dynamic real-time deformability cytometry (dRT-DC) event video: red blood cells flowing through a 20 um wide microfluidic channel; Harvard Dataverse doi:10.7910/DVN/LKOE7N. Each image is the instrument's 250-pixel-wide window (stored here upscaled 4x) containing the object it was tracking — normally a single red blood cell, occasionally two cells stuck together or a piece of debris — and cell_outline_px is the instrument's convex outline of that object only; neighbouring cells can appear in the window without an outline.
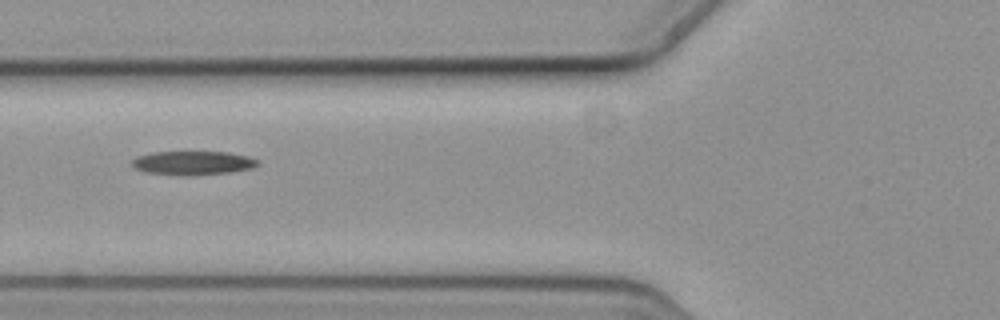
{"species": "common noctule bat (a hibernating species)", "species_latin": "Nyctalus noctula", "temperature_condition": "cold", "stored_images_in_passage": 7, "camera_frame_rate_fps": 3000, "um_per_image_px": 0.085, "animal": {"sex": "female", "body_mass_g": 19.3, "forearm_length_mm": 54.1}, "frame": {"image": 1, "passage_image": 7, "time_ms": 2.0, "image_size_px": [1000, 320], "cell_outline_px": [[260, 164], [252, 168], [232, 172], [196, 176], [184, 176], [144, 172], [136, 168], [132, 164], [132, 160], [136, 156], [152, 152], [228, 152], [248, 156], [260, 160]], "centroid_in_image_um": [16.43, 13.86], "position_along_channel_um": 109.4, "area_um2": 17.8}}